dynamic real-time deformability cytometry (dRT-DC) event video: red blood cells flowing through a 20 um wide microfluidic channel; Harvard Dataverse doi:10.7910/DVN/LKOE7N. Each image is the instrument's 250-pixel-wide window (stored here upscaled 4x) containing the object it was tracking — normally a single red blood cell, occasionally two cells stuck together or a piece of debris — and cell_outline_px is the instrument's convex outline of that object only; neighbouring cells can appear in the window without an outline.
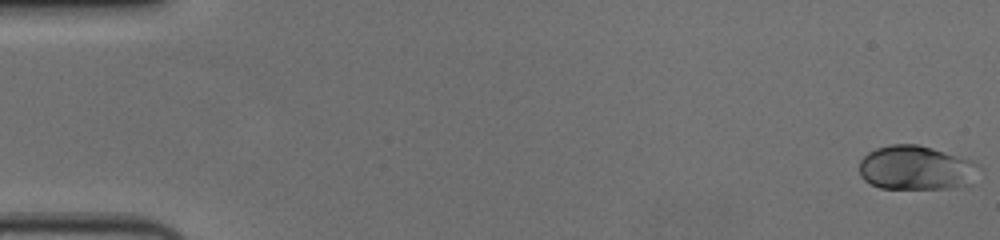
{"species": "human", "species_latin": "Homo sapiens", "temperature_condition": "cold", "stored_images_in_passage": 57, "camera_frame_rate_fps": 3000, "um_per_image_px": 0.085, "donor": {"sex": "female"}, "frame": {"image": 1, "passage_image": 1, "time_ms": 0.0, "image_size_px": [1000, 240], "cell_outline_px": [[984, 168], [972, 184], [948, 188], [880, 188], [864, 180], [860, 176], [860, 160], [868, 152], [876, 148], [892, 144], [916, 144], [932, 148], [972, 160], [980, 164]], "centroid_in_image_um": [77.94, 14.27], "position_along_channel_um": 7.1, "area_um2": 31.21}}
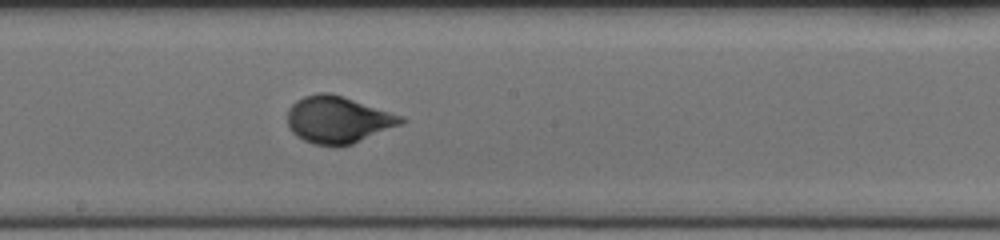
{"frame": {"image": 2, "passage_image": 32, "time_ms": 10.333, "image_size_px": [1000, 240], "cell_outline_px": [[408, 120], [400, 124], [352, 144], [340, 148], [332, 148], [312, 144], [296, 136], [288, 128], [288, 108], [296, 100], [304, 96], [316, 92], [328, 92], [344, 96], [404, 116]], "centroid_in_image_um": [28.71, 10.19], "position_along_channel_um": 219.5, "area_um2": 31.62}}
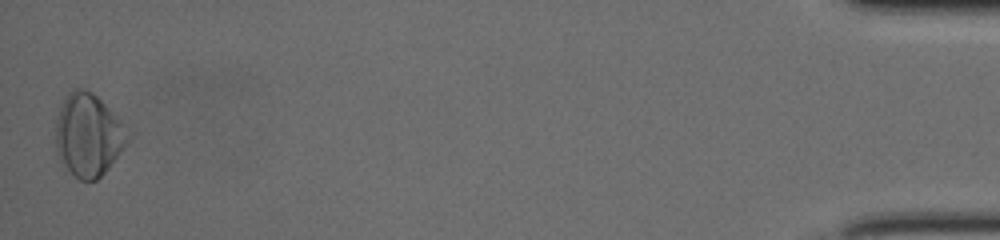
{"frame": {"image": 3, "passage_image": 57, "time_ms": 18.667, "image_size_px": [1000, 240], "cell_outline_px": [[132, 132], [128, 140], [120, 152], [108, 168], [96, 180], [80, 180], [60, 160], [56, 148], [56, 120], [64, 96], [72, 88], [84, 88], [92, 92]], "centroid_in_image_um": [7.51, 11.44], "position_along_channel_um": 427.7, "area_um2": 34.39}, "authors_computed_cell_mechanics": {"area_um2": 29.8826, "velocity_mm_per_s": 3.6204, "shape_relaxation_time_tau1_ms": 3.6355, "shape_relaxation_time_tau2_ms": null, "deformation_change_tau1": 0.1534, "deformation_change_tau2": null}}